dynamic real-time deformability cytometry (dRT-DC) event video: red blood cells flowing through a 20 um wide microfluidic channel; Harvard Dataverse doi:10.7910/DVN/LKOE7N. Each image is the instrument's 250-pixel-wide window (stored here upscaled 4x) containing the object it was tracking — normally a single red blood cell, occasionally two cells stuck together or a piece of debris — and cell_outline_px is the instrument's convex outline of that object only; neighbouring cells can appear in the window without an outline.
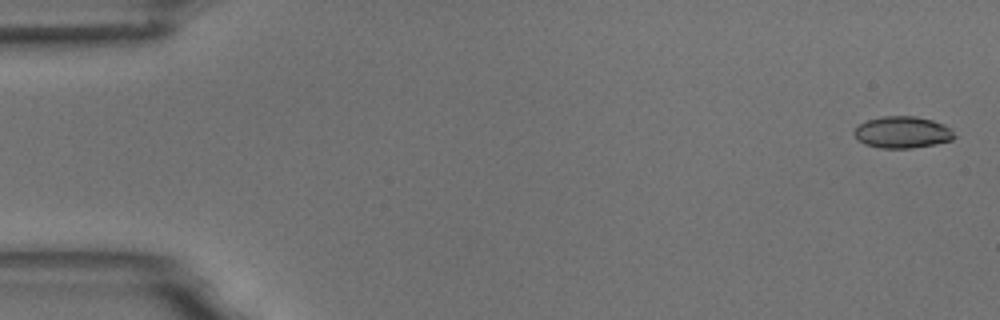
{"species": "common noctule bat (a hibernating species)", "species_latin": "Nyctalus noctula", "temperature_condition": "room temperature", "stored_images_in_passage": 5, "camera_frame_rate_fps": 3000, "um_per_image_px": 0.085, "animal": {"sex": "male", "body_mass_g": 18.8}, "frame": {"image": 1, "passage_image": 1, "time_ms": 0.0, "image_size_px": [1000, 320], "cell_outline_px": [[956, 136], [952, 140], [936, 144], [912, 148], [880, 148], [864, 144], [856, 140], [852, 132], [860, 124], [868, 120], [884, 116], [916, 116], [932, 120], [944, 124], [952, 128]], "centroid_in_image_um": [76.71, 11.25], "position_along_channel_um": 8.3, "area_um2": 18.73}}
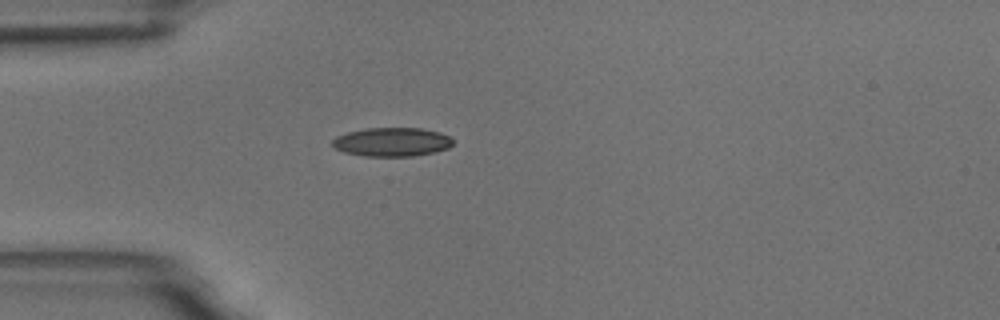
{"frame": {"image": 2, "passage_image": 5, "time_ms": 4.667, "image_size_px": [1000, 320], "cell_outline_px": [[452, 144], [448, 148], [436, 152], [412, 156], [364, 156], [344, 152], [336, 148], [332, 144], [332, 140], [336, 136], [348, 132], [368, 128], [420, 128], [440, 132], [448, 136], [452, 140]], "centroid_in_image_um": [33.31, 12.07], "position_along_channel_um": 51.7, "area_um2": 20.17}}